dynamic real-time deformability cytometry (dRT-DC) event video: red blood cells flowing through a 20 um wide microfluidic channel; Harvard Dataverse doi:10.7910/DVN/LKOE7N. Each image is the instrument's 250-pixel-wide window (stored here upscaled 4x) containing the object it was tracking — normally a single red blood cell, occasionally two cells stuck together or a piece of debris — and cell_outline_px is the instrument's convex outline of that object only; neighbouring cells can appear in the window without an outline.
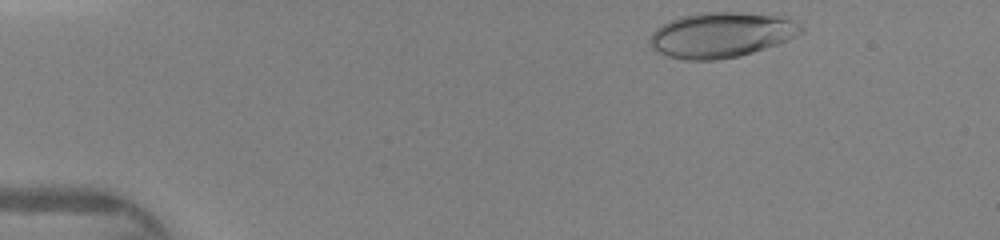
{"species": "human", "species_latin": "Homo sapiens", "temperature_condition": "warm", "stored_images_in_passage": 34, "camera_frame_rate_fps": 3000, "um_per_image_px": 0.085, "donor": {"sex": "female"}, "frame": {"image": 1, "passage_image": 1, "time_ms": 0.0, "image_size_px": [1000, 240], "cell_outline_px": [[804, 32], [796, 36], [776, 44], [740, 56], [716, 60], [684, 60], [668, 56], [652, 48], [648, 44], [648, 40], [652, 32], [656, 28], [680, 16], [700, 12], [740, 12], [776, 16], [800, 24], [804, 28]], "centroid_in_image_um": [61.26, 2.97], "position_along_channel_um": 23.7, "area_um2": 39.65}}
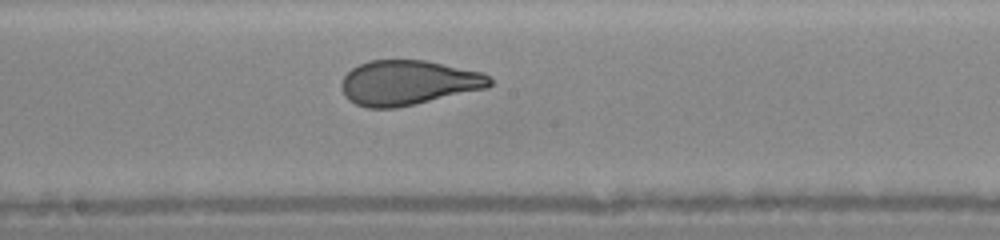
{"frame": {"image": 2, "passage_image": 20, "time_ms": 6.333, "image_size_px": [1000, 240], "cell_outline_px": [[492, 84], [488, 88], [396, 108], [368, 108], [356, 104], [348, 100], [344, 96], [340, 88], [340, 84], [344, 76], [352, 68], [360, 64], [372, 60], [424, 60], [484, 72], [492, 80]], "centroid_in_image_um": [34.69, 7.03], "position_along_channel_um": 213.5, "area_um2": 38.84}}
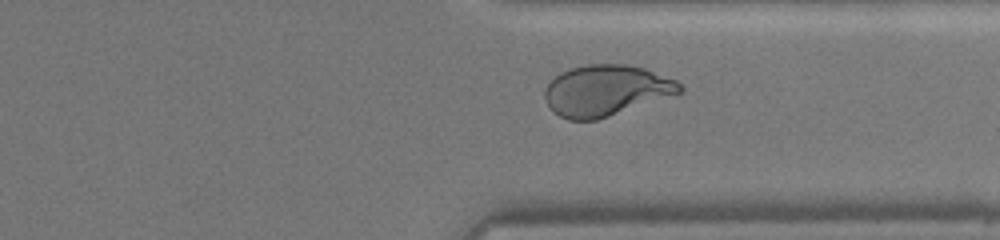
{"frame": {"image": 3, "passage_image": 30, "time_ms": 9.667, "image_size_px": [1000, 240], "cell_outline_px": [[684, 92], [596, 120], [568, 120], [552, 112], [544, 96], [544, 88], [560, 72], [572, 68], [588, 64], [628, 64], [644, 68], [676, 80], [684, 88]], "centroid_in_image_um": [51.51, 7.69], "position_along_channel_um": 359.9, "area_um2": 40.06}}